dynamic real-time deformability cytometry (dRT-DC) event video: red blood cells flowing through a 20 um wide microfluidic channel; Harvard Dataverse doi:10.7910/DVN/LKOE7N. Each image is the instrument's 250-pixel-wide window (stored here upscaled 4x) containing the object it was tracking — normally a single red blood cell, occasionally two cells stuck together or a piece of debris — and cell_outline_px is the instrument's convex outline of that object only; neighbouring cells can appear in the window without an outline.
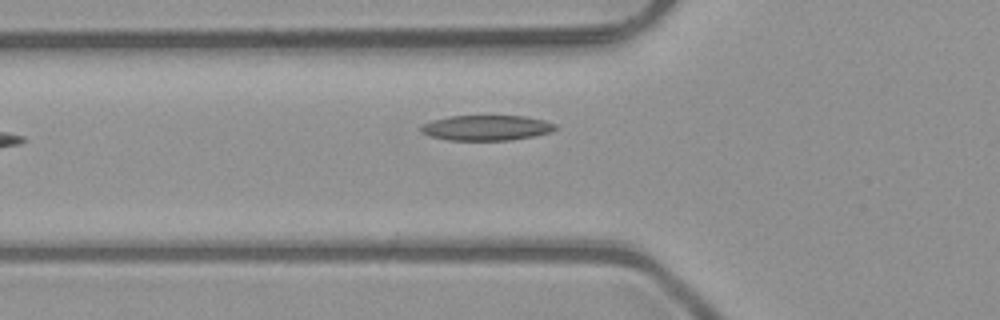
{"species": "common noctule bat (a hibernating species)", "species_latin": "Nyctalus noctula", "temperature_condition": "room temperature", "stored_images_in_passage": 3, "camera_frame_rate_fps": 3000, "um_per_image_px": 0.085, "animal": {"sex": "male", "body_mass_g": 23.1, "forearm_length_mm": 52.7}, "frame": {"image": 1, "passage_image": 3, "time_ms": 0.667, "image_size_px": [1000, 320], "cell_outline_px": [[560, 128], [552, 132], [512, 140], [448, 140], [428, 136], [420, 132], [420, 128], [424, 124], [432, 120], [448, 116], [524, 116], [544, 120], [556, 124]], "centroid_in_image_um": [41.36, 10.86], "position_along_channel_um": 84.4, "area_um2": 19.94}}